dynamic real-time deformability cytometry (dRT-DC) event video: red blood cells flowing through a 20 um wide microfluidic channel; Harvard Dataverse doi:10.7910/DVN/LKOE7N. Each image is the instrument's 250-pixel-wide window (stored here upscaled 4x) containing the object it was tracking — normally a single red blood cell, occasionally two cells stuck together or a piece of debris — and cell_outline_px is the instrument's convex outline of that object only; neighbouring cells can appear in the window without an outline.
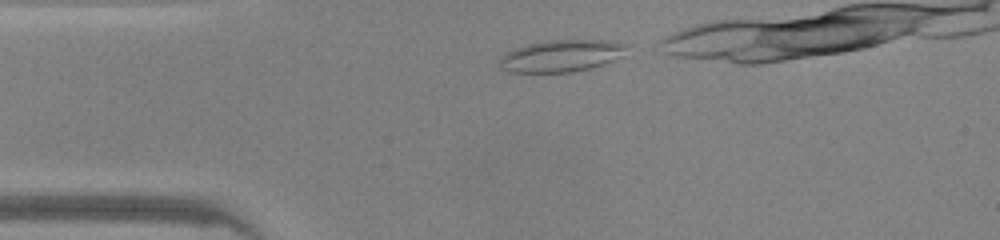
{"species": "common noctule bat (a hibernating species)", "species_latin": "Nyctalus noctula", "temperature_condition": "warm", "stored_images_in_passage": 11, "camera_frame_rate_fps": 3000, "um_per_image_px": 0.085, "animal": {"sex": "male", "body_mass_g": 20.0, "forearm_length_mm": 53.3}, "frame": {"image": 1, "passage_image": 1, "time_ms": 0.0, "image_size_px": [1000, 240], "cell_outline_px": [[632, 44], [612, 60], [592, 68], [572, 72], [508, 72], [500, 68], [496, 60], [500, 56], [516, 48], [528, 44], [548, 40], [608, 40]], "centroid_in_image_um": [47.66, 4.74], "position_along_channel_um": 37.3, "area_um2": 23.7}}
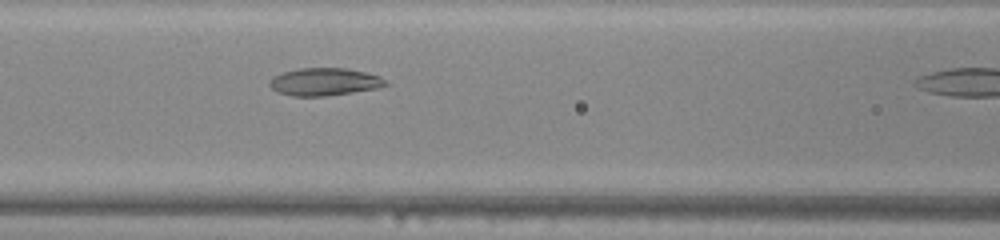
{"frame": {"image": 2, "passage_image": 10, "time_ms": 3.0, "image_size_px": [1000, 240], "cell_outline_px": [[388, 84], [376, 88], [324, 96], [292, 96], [280, 92], [272, 88], [268, 84], [276, 76], [284, 72], [300, 68], [344, 68], [364, 72], [380, 76]], "centroid_in_image_um": [27.58, 6.95], "position_along_channel_um": 139.0, "area_um2": 18.15}}